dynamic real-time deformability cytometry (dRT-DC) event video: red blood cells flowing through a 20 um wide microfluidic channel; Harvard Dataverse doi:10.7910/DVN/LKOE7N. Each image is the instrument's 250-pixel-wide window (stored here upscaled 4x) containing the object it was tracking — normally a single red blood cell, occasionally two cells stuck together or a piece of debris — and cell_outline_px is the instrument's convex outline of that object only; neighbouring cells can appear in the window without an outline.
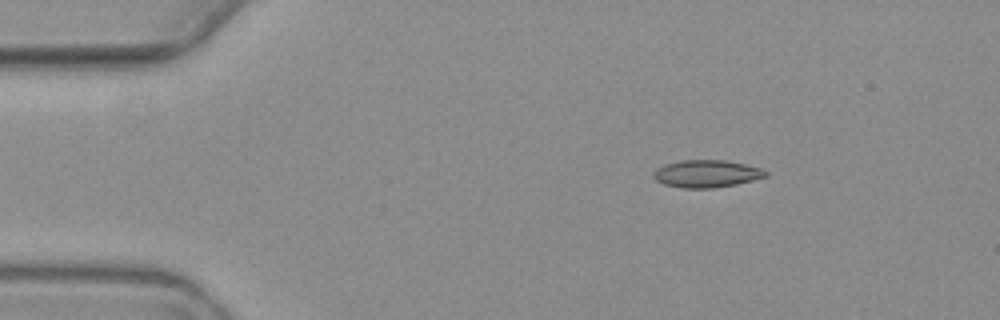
{"species": "common noctule bat (a hibernating species)", "species_latin": "Nyctalus noctula", "temperature_condition": "warm", "stored_images_in_passage": 3, "camera_frame_rate_fps": 3000, "um_per_image_px": 0.085, "animal": {"sex": "female", "body_mass_g": 19.3, "forearm_length_mm": 54.1}, "frame": {"image": 1, "passage_image": 1, "time_ms": 0.0, "image_size_px": [1000, 320], "cell_outline_px": [[768, 176], [736, 184], [712, 188], [684, 188], [664, 184], [656, 180], [652, 176], [652, 172], [656, 168], [664, 164], [680, 160], [724, 160], [744, 164], [760, 168], [768, 172]], "centroid_in_image_um": [60.02, 14.76], "position_along_channel_um": 25.0, "area_um2": 17.92}}